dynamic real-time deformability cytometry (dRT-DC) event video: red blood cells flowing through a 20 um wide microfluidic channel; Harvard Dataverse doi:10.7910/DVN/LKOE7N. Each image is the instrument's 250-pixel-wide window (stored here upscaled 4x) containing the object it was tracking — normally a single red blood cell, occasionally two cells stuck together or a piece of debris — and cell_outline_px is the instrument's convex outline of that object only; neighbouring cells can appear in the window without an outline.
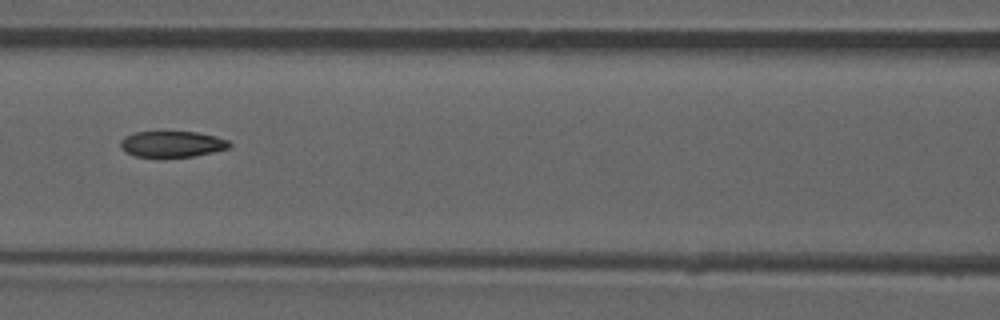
{"species": "common noctule bat (a hibernating species)", "species_latin": "Nyctalus noctula", "temperature_condition": "room temperature", "stored_images_in_passage": 52, "camera_frame_rate_fps": 3000, "um_per_image_px": 0.085, "animal": {"sex": "male", "forearm_length_mm": 52.5}, "frame": {"image": 1, "passage_image": 23, "time_ms": 7.333, "image_size_px": [1000, 320], "cell_outline_px": [[232, 144], [228, 148], [212, 152], [192, 156], [136, 156], [120, 148], [120, 140], [124, 136], [136, 132], [196, 132], [216, 136], [228, 140]], "centroid_in_image_um": [14.63, 12.23], "position_along_channel_um": 152.0, "area_um2": 16.24}, "authors_computed_cell_mechanics": {"area_um2": 17.6579, "velocity_mm_per_s": 3.9263, "shape_relaxation_time_tau1_ms": null, "shape_relaxation_time_tau2_ms": 3.9528, "deformation_change_tau1": null, "deformation_change_tau2": 0.0955}}